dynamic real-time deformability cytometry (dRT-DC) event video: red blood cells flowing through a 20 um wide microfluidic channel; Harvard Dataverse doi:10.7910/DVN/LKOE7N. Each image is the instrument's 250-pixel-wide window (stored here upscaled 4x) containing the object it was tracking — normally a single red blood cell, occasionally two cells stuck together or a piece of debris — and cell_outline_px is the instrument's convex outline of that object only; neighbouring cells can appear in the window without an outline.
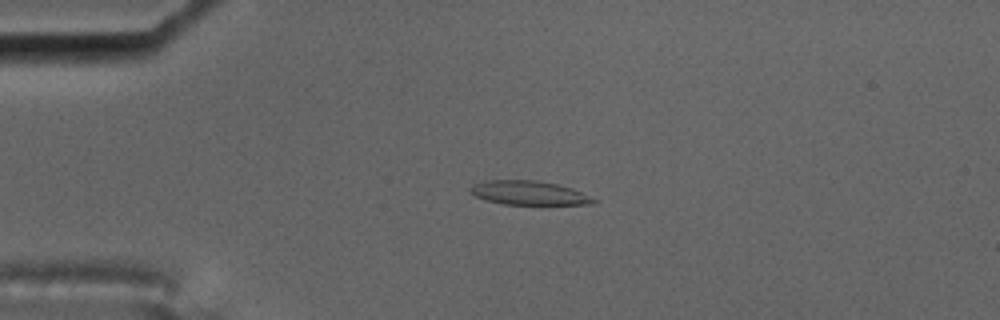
{"species": "common noctule bat (a hibernating species)", "species_latin": "Nyctalus noctula", "temperature_condition": "cold", "stored_images_in_passage": 45, "camera_frame_rate_fps": 3000, "um_per_image_px": 0.085, "animal": {"sex": "male", "body_mass_g": 17.5, "forearm_length_mm": 52.3}, "frame": {"image": 1, "passage_image": 1, "time_ms": 0.0, "image_size_px": [1000, 320], "cell_outline_px": [[600, 200], [596, 204], [540, 208], [504, 204], [488, 200], [476, 196], [468, 192], [468, 188], [472, 184], [484, 180], [536, 180], [556, 184], [572, 188]], "centroid_in_image_um": [45.06, 16.46], "position_along_channel_um": 39.9, "area_um2": 18.67}}
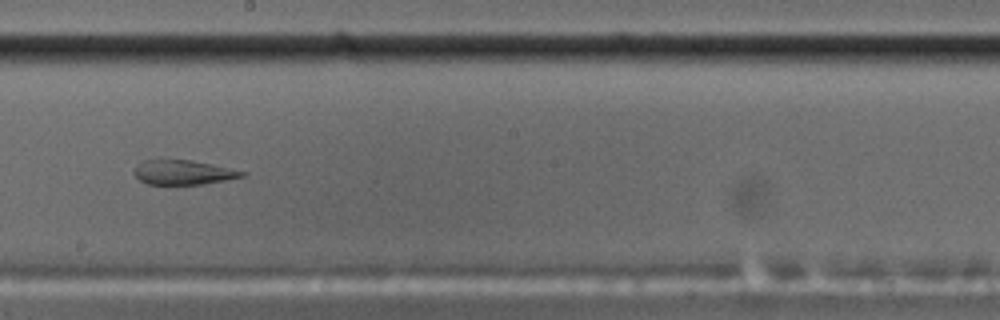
{"frame": {"image": 2, "passage_image": 20, "time_ms": 6.333, "image_size_px": [1000, 320], "cell_outline_px": [[244, 176], [204, 184], [148, 184], [140, 180], [132, 172], [136, 164], [144, 160], [192, 160], [212, 164], [244, 172]], "centroid_in_image_um": [15.5, 14.65], "position_along_channel_um": 232.7, "area_um2": 15.2}}
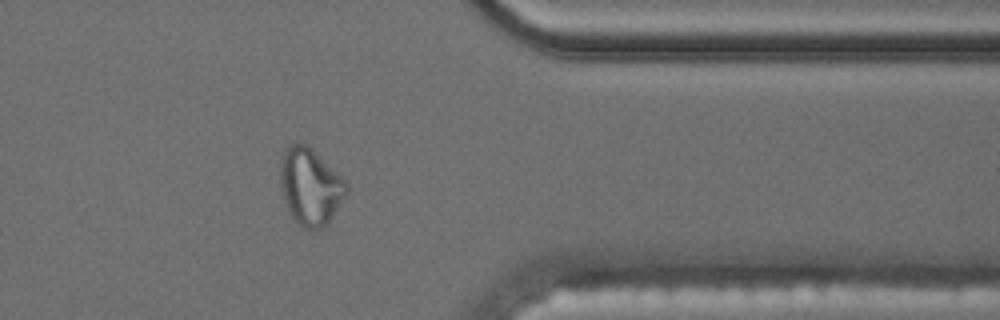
{"frame": {"image": 3, "passage_image": 34, "time_ms": 11.0, "image_size_px": [1000, 320], "cell_outline_px": [[348, 192], [332, 216], [320, 228], [304, 228], [292, 216], [284, 200], [280, 188], [280, 160], [284, 148], [292, 144], [308, 144], [348, 184]], "centroid_in_image_um": [26.34, 15.81], "position_along_channel_um": 385.1, "area_um2": 29.13}, "authors_computed_cell_mechanics": {"area_um2": 18.9584, "velocity_mm_per_s": 3.5232, "shape_relaxation_time_tau1_ms": null, "shape_relaxation_time_tau2_ms": 1.8224, "deformation_change_tau1": null, "deformation_change_tau2": 0.0769}}